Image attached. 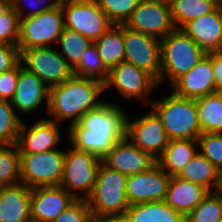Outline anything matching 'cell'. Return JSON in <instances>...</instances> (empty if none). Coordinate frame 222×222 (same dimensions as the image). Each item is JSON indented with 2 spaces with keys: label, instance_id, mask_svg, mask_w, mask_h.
I'll return each instance as SVG.
<instances>
[{
  "label": "cell",
  "instance_id": "cell-1",
  "mask_svg": "<svg viewBox=\"0 0 222 222\" xmlns=\"http://www.w3.org/2000/svg\"><path fill=\"white\" fill-rule=\"evenodd\" d=\"M103 92L101 81L73 74L67 81L50 88L48 113L54 116L50 119L58 123L71 118L70 125L78 123L86 112L105 102L98 99Z\"/></svg>",
  "mask_w": 222,
  "mask_h": 222
},
{
  "label": "cell",
  "instance_id": "cell-2",
  "mask_svg": "<svg viewBox=\"0 0 222 222\" xmlns=\"http://www.w3.org/2000/svg\"><path fill=\"white\" fill-rule=\"evenodd\" d=\"M127 176L99 164L95 186L86 199L94 222H118L129 207L126 196Z\"/></svg>",
  "mask_w": 222,
  "mask_h": 222
},
{
  "label": "cell",
  "instance_id": "cell-3",
  "mask_svg": "<svg viewBox=\"0 0 222 222\" xmlns=\"http://www.w3.org/2000/svg\"><path fill=\"white\" fill-rule=\"evenodd\" d=\"M160 79L170 86L187 74L207 54L183 30L175 28L160 40Z\"/></svg>",
  "mask_w": 222,
  "mask_h": 222
},
{
  "label": "cell",
  "instance_id": "cell-4",
  "mask_svg": "<svg viewBox=\"0 0 222 222\" xmlns=\"http://www.w3.org/2000/svg\"><path fill=\"white\" fill-rule=\"evenodd\" d=\"M151 106L170 140H197L202 134L195 99L179 97L172 92L161 100H153Z\"/></svg>",
  "mask_w": 222,
  "mask_h": 222
},
{
  "label": "cell",
  "instance_id": "cell-5",
  "mask_svg": "<svg viewBox=\"0 0 222 222\" xmlns=\"http://www.w3.org/2000/svg\"><path fill=\"white\" fill-rule=\"evenodd\" d=\"M21 183L29 188L59 186L66 151L54 149L34 154H19Z\"/></svg>",
  "mask_w": 222,
  "mask_h": 222
},
{
  "label": "cell",
  "instance_id": "cell-6",
  "mask_svg": "<svg viewBox=\"0 0 222 222\" xmlns=\"http://www.w3.org/2000/svg\"><path fill=\"white\" fill-rule=\"evenodd\" d=\"M100 163L101 159L95 154L72 146V149L66 151L63 176L59 186L76 199H87L94 189ZM75 191L83 192L84 196L75 194Z\"/></svg>",
  "mask_w": 222,
  "mask_h": 222
},
{
  "label": "cell",
  "instance_id": "cell-7",
  "mask_svg": "<svg viewBox=\"0 0 222 222\" xmlns=\"http://www.w3.org/2000/svg\"><path fill=\"white\" fill-rule=\"evenodd\" d=\"M64 29V13L60 4L37 15L20 18L18 48L20 53L32 47L50 46Z\"/></svg>",
  "mask_w": 222,
  "mask_h": 222
},
{
  "label": "cell",
  "instance_id": "cell-8",
  "mask_svg": "<svg viewBox=\"0 0 222 222\" xmlns=\"http://www.w3.org/2000/svg\"><path fill=\"white\" fill-rule=\"evenodd\" d=\"M64 27L76 31L92 42L113 26L95 0H62Z\"/></svg>",
  "mask_w": 222,
  "mask_h": 222
},
{
  "label": "cell",
  "instance_id": "cell-9",
  "mask_svg": "<svg viewBox=\"0 0 222 222\" xmlns=\"http://www.w3.org/2000/svg\"><path fill=\"white\" fill-rule=\"evenodd\" d=\"M20 61L39 77L49 88L58 86L73 75V69L65 61L58 49L52 46L32 47L20 53ZM25 65V66H24Z\"/></svg>",
  "mask_w": 222,
  "mask_h": 222
},
{
  "label": "cell",
  "instance_id": "cell-10",
  "mask_svg": "<svg viewBox=\"0 0 222 222\" xmlns=\"http://www.w3.org/2000/svg\"><path fill=\"white\" fill-rule=\"evenodd\" d=\"M157 85V81L149 73L123 61L109 70L104 90L113 86L126 99L136 98L151 104L150 93Z\"/></svg>",
  "mask_w": 222,
  "mask_h": 222
},
{
  "label": "cell",
  "instance_id": "cell-11",
  "mask_svg": "<svg viewBox=\"0 0 222 222\" xmlns=\"http://www.w3.org/2000/svg\"><path fill=\"white\" fill-rule=\"evenodd\" d=\"M124 61L160 79V39L123 25Z\"/></svg>",
  "mask_w": 222,
  "mask_h": 222
},
{
  "label": "cell",
  "instance_id": "cell-12",
  "mask_svg": "<svg viewBox=\"0 0 222 222\" xmlns=\"http://www.w3.org/2000/svg\"><path fill=\"white\" fill-rule=\"evenodd\" d=\"M127 116L126 114L125 137L157 160L170 140L160 118L152 109L143 117L131 122Z\"/></svg>",
  "mask_w": 222,
  "mask_h": 222
},
{
  "label": "cell",
  "instance_id": "cell-13",
  "mask_svg": "<svg viewBox=\"0 0 222 222\" xmlns=\"http://www.w3.org/2000/svg\"><path fill=\"white\" fill-rule=\"evenodd\" d=\"M125 26L160 40L175 29L170 4L160 0H140Z\"/></svg>",
  "mask_w": 222,
  "mask_h": 222
},
{
  "label": "cell",
  "instance_id": "cell-14",
  "mask_svg": "<svg viewBox=\"0 0 222 222\" xmlns=\"http://www.w3.org/2000/svg\"><path fill=\"white\" fill-rule=\"evenodd\" d=\"M170 178L157 163L148 171L127 176L126 196L129 205L164 201Z\"/></svg>",
  "mask_w": 222,
  "mask_h": 222
},
{
  "label": "cell",
  "instance_id": "cell-15",
  "mask_svg": "<svg viewBox=\"0 0 222 222\" xmlns=\"http://www.w3.org/2000/svg\"><path fill=\"white\" fill-rule=\"evenodd\" d=\"M110 169L125 176L148 171L157 163L149 153L143 152L125 136L116 142L113 148L101 159Z\"/></svg>",
  "mask_w": 222,
  "mask_h": 222
},
{
  "label": "cell",
  "instance_id": "cell-16",
  "mask_svg": "<svg viewBox=\"0 0 222 222\" xmlns=\"http://www.w3.org/2000/svg\"><path fill=\"white\" fill-rule=\"evenodd\" d=\"M76 200L63 187L47 186L31 189L32 222H51Z\"/></svg>",
  "mask_w": 222,
  "mask_h": 222
},
{
  "label": "cell",
  "instance_id": "cell-17",
  "mask_svg": "<svg viewBox=\"0 0 222 222\" xmlns=\"http://www.w3.org/2000/svg\"><path fill=\"white\" fill-rule=\"evenodd\" d=\"M58 123L43 118L37 120L31 127L21 123L16 145L19 154H34L54 150L60 142Z\"/></svg>",
  "mask_w": 222,
  "mask_h": 222
},
{
  "label": "cell",
  "instance_id": "cell-18",
  "mask_svg": "<svg viewBox=\"0 0 222 222\" xmlns=\"http://www.w3.org/2000/svg\"><path fill=\"white\" fill-rule=\"evenodd\" d=\"M171 88L175 95L191 99L218 92L212 59L206 55L187 74L178 78Z\"/></svg>",
  "mask_w": 222,
  "mask_h": 222
},
{
  "label": "cell",
  "instance_id": "cell-19",
  "mask_svg": "<svg viewBox=\"0 0 222 222\" xmlns=\"http://www.w3.org/2000/svg\"><path fill=\"white\" fill-rule=\"evenodd\" d=\"M180 29L206 54L222 51V6L188 21Z\"/></svg>",
  "mask_w": 222,
  "mask_h": 222
},
{
  "label": "cell",
  "instance_id": "cell-20",
  "mask_svg": "<svg viewBox=\"0 0 222 222\" xmlns=\"http://www.w3.org/2000/svg\"><path fill=\"white\" fill-rule=\"evenodd\" d=\"M19 63V75L17 87L11 104L23 113H31L38 110L46 100L49 109L50 88L33 72H30Z\"/></svg>",
  "mask_w": 222,
  "mask_h": 222
},
{
  "label": "cell",
  "instance_id": "cell-21",
  "mask_svg": "<svg viewBox=\"0 0 222 222\" xmlns=\"http://www.w3.org/2000/svg\"><path fill=\"white\" fill-rule=\"evenodd\" d=\"M31 188L23 183L0 187V222H32Z\"/></svg>",
  "mask_w": 222,
  "mask_h": 222
},
{
  "label": "cell",
  "instance_id": "cell-22",
  "mask_svg": "<svg viewBox=\"0 0 222 222\" xmlns=\"http://www.w3.org/2000/svg\"><path fill=\"white\" fill-rule=\"evenodd\" d=\"M71 146L102 159L125 136V132H99L84 129L79 123L68 125Z\"/></svg>",
  "mask_w": 222,
  "mask_h": 222
},
{
  "label": "cell",
  "instance_id": "cell-23",
  "mask_svg": "<svg viewBox=\"0 0 222 222\" xmlns=\"http://www.w3.org/2000/svg\"><path fill=\"white\" fill-rule=\"evenodd\" d=\"M208 193L209 191L199 184L171 176L164 202L186 218Z\"/></svg>",
  "mask_w": 222,
  "mask_h": 222
},
{
  "label": "cell",
  "instance_id": "cell-24",
  "mask_svg": "<svg viewBox=\"0 0 222 222\" xmlns=\"http://www.w3.org/2000/svg\"><path fill=\"white\" fill-rule=\"evenodd\" d=\"M126 113L119 105L105 101L96 109L86 112L79 124L84 128L99 132H125Z\"/></svg>",
  "mask_w": 222,
  "mask_h": 222
},
{
  "label": "cell",
  "instance_id": "cell-25",
  "mask_svg": "<svg viewBox=\"0 0 222 222\" xmlns=\"http://www.w3.org/2000/svg\"><path fill=\"white\" fill-rule=\"evenodd\" d=\"M118 222H185V218L164 201L129 205Z\"/></svg>",
  "mask_w": 222,
  "mask_h": 222
},
{
  "label": "cell",
  "instance_id": "cell-26",
  "mask_svg": "<svg viewBox=\"0 0 222 222\" xmlns=\"http://www.w3.org/2000/svg\"><path fill=\"white\" fill-rule=\"evenodd\" d=\"M198 142L193 139L169 140L157 164L169 176H177L198 153Z\"/></svg>",
  "mask_w": 222,
  "mask_h": 222
},
{
  "label": "cell",
  "instance_id": "cell-27",
  "mask_svg": "<svg viewBox=\"0 0 222 222\" xmlns=\"http://www.w3.org/2000/svg\"><path fill=\"white\" fill-rule=\"evenodd\" d=\"M221 175L222 173L199 152L184 166L177 177L199 184L209 192H214L220 190Z\"/></svg>",
  "mask_w": 222,
  "mask_h": 222
},
{
  "label": "cell",
  "instance_id": "cell-28",
  "mask_svg": "<svg viewBox=\"0 0 222 222\" xmlns=\"http://www.w3.org/2000/svg\"><path fill=\"white\" fill-rule=\"evenodd\" d=\"M99 56L110 70L124 61L123 25H113L94 41Z\"/></svg>",
  "mask_w": 222,
  "mask_h": 222
},
{
  "label": "cell",
  "instance_id": "cell-29",
  "mask_svg": "<svg viewBox=\"0 0 222 222\" xmlns=\"http://www.w3.org/2000/svg\"><path fill=\"white\" fill-rule=\"evenodd\" d=\"M195 100L202 133H222V92Z\"/></svg>",
  "mask_w": 222,
  "mask_h": 222
},
{
  "label": "cell",
  "instance_id": "cell-30",
  "mask_svg": "<svg viewBox=\"0 0 222 222\" xmlns=\"http://www.w3.org/2000/svg\"><path fill=\"white\" fill-rule=\"evenodd\" d=\"M218 5L212 0H174L171 17L175 28H181L188 21L212 12Z\"/></svg>",
  "mask_w": 222,
  "mask_h": 222
},
{
  "label": "cell",
  "instance_id": "cell-31",
  "mask_svg": "<svg viewBox=\"0 0 222 222\" xmlns=\"http://www.w3.org/2000/svg\"><path fill=\"white\" fill-rule=\"evenodd\" d=\"M57 41L62 47V50H58V52L72 69L79 63L82 55L93 43L90 39L80 33L66 27H64ZM66 58H68V60Z\"/></svg>",
  "mask_w": 222,
  "mask_h": 222
},
{
  "label": "cell",
  "instance_id": "cell-32",
  "mask_svg": "<svg viewBox=\"0 0 222 222\" xmlns=\"http://www.w3.org/2000/svg\"><path fill=\"white\" fill-rule=\"evenodd\" d=\"M18 183H21V167L17 145H0V187Z\"/></svg>",
  "mask_w": 222,
  "mask_h": 222
},
{
  "label": "cell",
  "instance_id": "cell-33",
  "mask_svg": "<svg viewBox=\"0 0 222 222\" xmlns=\"http://www.w3.org/2000/svg\"><path fill=\"white\" fill-rule=\"evenodd\" d=\"M73 74L93 78L102 83L107 80L109 69L104 65L94 42L82 55L79 63L73 68Z\"/></svg>",
  "mask_w": 222,
  "mask_h": 222
},
{
  "label": "cell",
  "instance_id": "cell-34",
  "mask_svg": "<svg viewBox=\"0 0 222 222\" xmlns=\"http://www.w3.org/2000/svg\"><path fill=\"white\" fill-rule=\"evenodd\" d=\"M185 222H222V193L209 192L186 216Z\"/></svg>",
  "mask_w": 222,
  "mask_h": 222
},
{
  "label": "cell",
  "instance_id": "cell-35",
  "mask_svg": "<svg viewBox=\"0 0 222 222\" xmlns=\"http://www.w3.org/2000/svg\"><path fill=\"white\" fill-rule=\"evenodd\" d=\"M11 101L0 100V145L16 144L22 119Z\"/></svg>",
  "mask_w": 222,
  "mask_h": 222
},
{
  "label": "cell",
  "instance_id": "cell-36",
  "mask_svg": "<svg viewBox=\"0 0 222 222\" xmlns=\"http://www.w3.org/2000/svg\"><path fill=\"white\" fill-rule=\"evenodd\" d=\"M113 25H125L140 0H95Z\"/></svg>",
  "mask_w": 222,
  "mask_h": 222
},
{
  "label": "cell",
  "instance_id": "cell-37",
  "mask_svg": "<svg viewBox=\"0 0 222 222\" xmlns=\"http://www.w3.org/2000/svg\"><path fill=\"white\" fill-rule=\"evenodd\" d=\"M197 142L199 152L222 173V133H202Z\"/></svg>",
  "mask_w": 222,
  "mask_h": 222
},
{
  "label": "cell",
  "instance_id": "cell-38",
  "mask_svg": "<svg viewBox=\"0 0 222 222\" xmlns=\"http://www.w3.org/2000/svg\"><path fill=\"white\" fill-rule=\"evenodd\" d=\"M19 27L20 17L11 7L0 17V44L18 46Z\"/></svg>",
  "mask_w": 222,
  "mask_h": 222
},
{
  "label": "cell",
  "instance_id": "cell-39",
  "mask_svg": "<svg viewBox=\"0 0 222 222\" xmlns=\"http://www.w3.org/2000/svg\"><path fill=\"white\" fill-rule=\"evenodd\" d=\"M51 222H94L86 199H76Z\"/></svg>",
  "mask_w": 222,
  "mask_h": 222
},
{
  "label": "cell",
  "instance_id": "cell-40",
  "mask_svg": "<svg viewBox=\"0 0 222 222\" xmlns=\"http://www.w3.org/2000/svg\"><path fill=\"white\" fill-rule=\"evenodd\" d=\"M22 1L23 0H11L12 8L14 9V11L18 14V16L20 18L37 15L41 12H45L47 10L53 9V8L57 7L61 2V0H25L28 3L26 5L33 6V7H30L31 9L26 12V10L24 8H22L23 6H21ZM45 1H46V3H44ZM48 1H49V4L47 3ZM40 3L43 5L41 6ZM31 4H33V5H31ZM26 5H24V6H26ZM23 10H25V12Z\"/></svg>",
  "mask_w": 222,
  "mask_h": 222
},
{
  "label": "cell",
  "instance_id": "cell-41",
  "mask_svg": "<svg viewBox=\"0 0 222 222\" xmlns=\"http://www.w3.org/2000/svg\"><path fill=\"white\" fill-rule=\"evenodd\" d=\"M19 75V64L0 74V100L11 101L16 91Z\"/></svg>",
  "mask_w": 222,
  "mask_h": 222
},
{
  "label": "cell",
  "instance_id": "cell-42",
  "mask_svg": "<svg viewBox=\"0 0 222 222\" xmlns=\"http://www.w3.org/2000/svg\"><path fill=\"white\" fill-rule=\"evenodd\" d=\"M20 62V50L17 45L0 44V74L15 68Z\"/></svg>",
  "mask_w": 222,
  "mask_h": 222
},
{
  "label": "cell",
  "instance_id": "cell-43",
  "mask_svg": "<svg viewBox=\"0 0 222 222\" xmlns=\"http://www.w3.org/2000/svg\"><path fill=\"white\" fill-rule=\"evenodd\" d=\"M212 59V66L218 92H222V51L207 54Z\"/></svg>",
  "mask_w": 222,
  "mask_h": 222
},
{
  "label": "cell",
  "instance_id": "cell-44",
  "mask_svg": "<svg viewBox=\"0 0 222 222\" xmlns=\"http://www.w3.org/2000/svg\"><path fill=\"white\" fill-rule=\"evenodd\" d=\"M12 7L11 0H0V17Z\"/></svg>",
  "mask_w": 222,
  "mask_h": 222
},
{
  "label": "cell",
  "instance_id": "cell-45",
  "mask_svg": "<svg viewBox=\"0 0 222 222\" xmlns=\"http://www.w3.org/2000/svg\"><path fill=\"white\" fill-rule=\"evenodd\" d=\"M214 3H216L218 6H222V0H212Z\"/></svg>",
  "mask_w": 222,
  "mask_h": 222
},
{
  "label": "cell",
  "instance_id": "cell-46",
  "mask_svg": "<svg viewBox=\"0 0 222 222\" xmlns=\"http://www.w3.org/2000/svg\"><path fill=\"white\" fill-rule=\"evenodd\" d=\"M160 1L171 4L174 0H160Z\"/></svg>",
  "mask_w": 222,
  "mask_h": 222
}]
</instances>
